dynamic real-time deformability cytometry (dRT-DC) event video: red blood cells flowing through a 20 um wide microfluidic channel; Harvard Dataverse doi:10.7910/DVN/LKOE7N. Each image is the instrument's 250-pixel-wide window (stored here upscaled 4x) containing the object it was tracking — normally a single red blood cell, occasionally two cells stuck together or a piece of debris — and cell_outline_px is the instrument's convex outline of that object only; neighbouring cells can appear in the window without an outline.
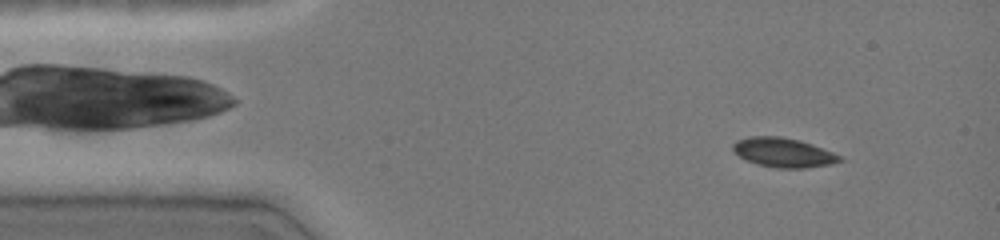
{"species": "common noctule bat (a hibernating species)", "species_latin": "Nyctalus noctula", "temperature_condition": "cold", "stored_images_in_passage": 45, "camera_frame_rate_fps": 3000, "um_per_image_px": 0.085, "animal": {"sex": "female", "body_mass_g": 19.0, "forearm_length_mm": 51.5}, "frame": {"image": 1, "passage_image": 4, "time_ms": 1.0, "image_size_px": [1000, 240], "cell_outline_px": [[844, 160], [832, 164], [804, 168], [776, 168], [756, 164], [732, 152], [732, 144], [736, 140], [748, 136], [780, 136], [800, 140], [812, 144], [832, 152], [840, 156]], "centroid_in_image_um": [66.56, 12.96], "position_along_channel_um": 18.4, "area_um2": 18.38}}
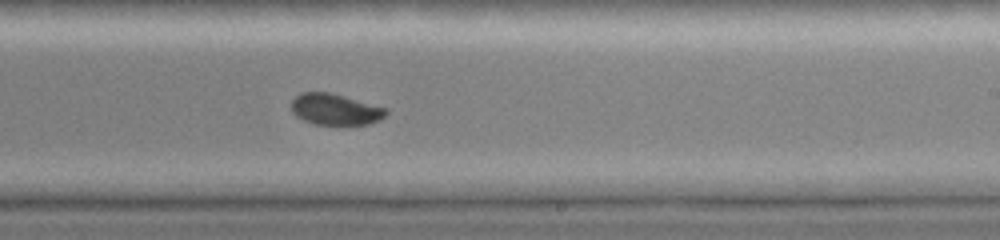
{"frame": {"image": 2, "passage_image": 27, "time_ms": 8.667, "image_size_px": [1000, 240], "cell_outline_px": [[388, 112], [380, 120], [368, 124], [316, 124], [304, 120], [296, 116], [292, 112], [292, 100], [300, 92], [328, 92], [344, 96], [388, 108]], "centroid_in_image_um": [28.5, 9.29], "position_along_channel_um": 260.5, "area_um2": 17.11}}
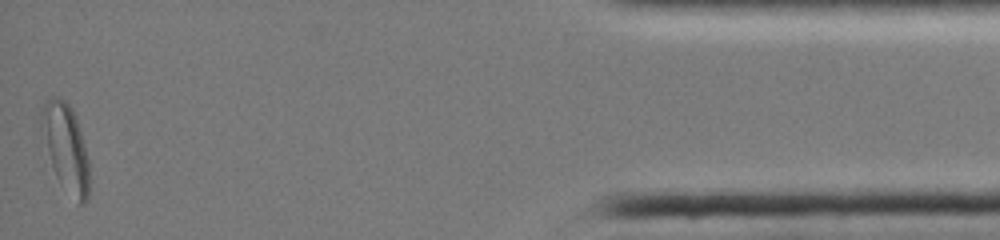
{"frame": {"image": 3, "passage_image": 45, "time_ms": 14.667, "image_size_px": [1000, 240], "cell_outline_px": [[88, 200], [84, 204], [80, 204], [60, 184], [56, 176], [52, 164], [40, 124], [40, 112], [44, 104], [52, 96], [56, 96], [64, 100], [72, 108], [84, 144], [88, 160]], "centroid_in_image_um": [5.59, 12.54], "position_along_channel_um": 429.6, "area_um2": 23.7}, "authors_computed_cell_mechanics": {"area_um2": 18.5538, "velocity_mm_per_s": 4.077, "shape_relaxation_time_tau1_ms": 3.9213, "shape_relaxation_time_tau2_ms": 2.4133, "deformation_change_tau1": 0.1268, "deformation_change_tau2": 0.0255}}